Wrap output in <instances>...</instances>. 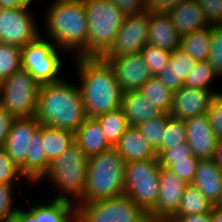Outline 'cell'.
Listing matches in <instances>:
<instances>
[{
  "mask_svg": "<svg viewBox=\"0 0 222 222\" xmlns=\"http://www.w3.org/2000/svg\"><path fill=\"white\" fill-rule=\"evenodd\" d=\"M76 62L87 117L121 108L123 91L110 64L100 57H77Z\"/></svg>",
  "mask_w": 222,
  "mask_h": 222,
  "instance_id": "obj_1",
  "label": "cell"
},
{
  "mask_svg": "<svg viewBox=\"0 0 222 222\" xmlns=\"http://www.w3.org/2000/svg\"><path fill=\"white\" fill-rule=\"evenodd\" d=\"M35 116L41 125L73 133L88 118L79 87L65 80L40 85Z\"/></svg>",
  "mask_w": 222,
  "mask_h": 222,
  "instance_id": "obj_2",
  "label": "cell"
},
{
  "mask_svg": "<svg viewBox=\"0 0 222 222\" xmlns=\"http://www.w3.org/2000/svg\"><path fill=\"white\" fill-rule=\"evenodd\" d=\"M46 15L48 40L61 50L76 51L77 57H86L88 20L84 2L55 0Z\"/></svg>",
  "mask_w": 222,
  "mask_h": 222,
  "instance_id": "obj_3",
  "label": "cell"
},
{
  "mask_svg": "<svg viewBox=\"0 0 222 222\" xmlns=\"http://www.w3.org/2000/svg\"><path fill=\"white\" fill-rule=\"evenodd\" d=\"M125 162L112 147L89 157L87 184L78 203L124 195Z\"/></svg>",
  "mask_w": 222,
  "mask_h": 222,
  "instance_id": "obj_4",
  "label": "cell"
},
{
  "mask_svg": "<svg viewBox=\"0 0 222 222\" xmlns=\"http://www.w3.org/2000/svg\"><path fill=\"white\" fill-rule=\"evenodd\" d=\"M88 22L86 57H102L126 17L110 0H83Z\"/></svg>",
  "mask_w": 222,
  "mask_h": 222,
  "instance_id": "obj_5",
  "label": "cell"
},
{
  "mask_svg": "<svg viewBox=\"0 0 222 222\" xmlns=\"http://www.w3.org/2000/svg\"><path fill=\"white\" fill-rule=\"evenodd\" d=\"M88 162L89 158L74 142L50 163L48 171L42 178L48 177L53 185L62 191L56 198L79 200L83 196L87 184ZM63 192L66 194H62Z\"/></svg>",
  "mask_w": 222,
  "mask_h": 222,
  "instance_id": "obj_6",
  "label": "cell"
},
{
  "mask_svg": "<svg viewBox=\"0 0 222 222\" xmlns=\"http://www.w3.org/2000/svg\"><path fill=\"white\" fill-rule=\"evenodd\" d=\"M160 170L158 158L125 163L124 194L148 215L158 198Z\"/></svg>",
  "mask_w": 222,
  "mask_h": 222,
  "instance_id": "obj_7",
  "label": "cell"
},
{
  "mask_svg": "<svg viewBox=\"0 0 222 222\" xmlns=\"http://www.w3.org/2000/svg\"><path fill=\"white\" fill-rule=\"evenodd\" d=\"M75 203V222H146L149 219V215L125 194Z\"/></svg>",
  "mask_w": 222,
  "mask_h": 222,
  "instance_id": "obj_8",
  "label": "cell"
},
{
  "mask_svg": "<svg viewBox=\"0 0 222 222\" xmlns=\"http://www.w3.org/2000/svg\"><path fill=\"white\" fill-rule=\"evenodd\" d=\"M40 85L21 68L0 83V105L14 117L35 116Z\"/></svg>",
  "mask_w": 222,
  "mask_h": 222,
  "instance_id": "obj_9",
  "label": "cell"
},
{
  "mask_svg": "<svg viewBox=\"0 0 222 222\" xmlns=\"http://www.w3.org/2000/svg\"><path fill=\"white\" fill-rule=\"evenodd\" d=\"M57 49L53 42L45 41L40 35L21 48L22 68L27 70L39 85L62 80L58 75L62 61Z\"/></svg>",
  "mask_w": 222,
  "mask_h": 222,
  "instance_id": "obj_10",
  "label": "cell"
},
{
  "mask_svg": "<svg viewBox=\"0 0 222 222\" xmlns=\"http://www.w3.org/2000/svg\"><path fill=\"white\" fill-rule=\"evenodd\" d=\"M149 26V10L125 17L113 45L101 58L141 53L147 45Z\"/></svg>",
  "mask_w": 222,
  "mask_h": 222,
  "instance_id": "obj_11",
  "label": "cell"
},
{
  "mask_svg": "<svg viewBox=\"0 0 222 222\" xmlns=\"http://www.w3.org/2000/svg\"><path fill=\"white\" fill-rule=\"evenodd\" d=\"M28 7H0V42L23 48L39 36Z\"/></svg>",
  "mask_w": 222,
  "mask_h": 222,
  "instance_id": "obj_12",
  "label": "cell"
},
{
  "mask_svg": "<svg viewBox=\"0 0 222 222\" xmlns=\"http://www.w3.org/2000/svg\"><path fill=\"white\" fill-rule=\"evenodd\" d=\"M187 185L171 170L161 167L158 198L149 218L167 222L176 213Z\"/></svg>",
  "mask_w": 222,
  "mask_h": 222,
  "instance_id": "obj_13",
  "label": "cell"
},
{
  "mask_svg": "<svg viewBox=\"0 0 222 222\" xmlns=\"http://www.w3.org/2000/svg\"><path fill=\"white\" fill-rule=\"evenodd\" d=\"M102 59L113 68L123 92L139 90L152 77L141 53Z\"/></svg>",
  "mask_w": 222,
  "mask_h": 222,
  "instance_id": "obj_14",
  "label": "cell"
},
{
  "mask_svg": "<svg viewBox=\"0 0 222 222\" xmlns=\"http://www.w3.org/2000/svg\"><path fill=\"white\" fill-rule=\"evenodd\" d=\"M36 116L15 117L3 148L24 176V161L34 132L40 127Z\"/></svg>",
  "mask_w": 222,
  "mask_h": 222,
  "instance_id": "obj_15",
  "label": "cell"
},
{
  "mask_svg": "<svg viewBox=\"0 0 222 222\" xmlns=\"http://www.w3.org/2000/svg\"><path fill=\"white\" fill-rule=\"evenodd\" d=\"M222 93L182 86L174 92L170 115L180 120H187L208 112L213 99Z\"/></svg>",
  "mask_w": 222,
  "mask_h": 222,
  "instance_id": "obj_16",
  "label": "cell"
},
{
  "mask_svg": "<svg viewBox=\"0 0 222 222\" xmlns=\"http://www.w3.org/2000/svg\"><path fill=\"white\" fill-rule=\"evenodd\" d=\"M187 143L192 154L200 159H213L219 139L210 126L207 114L185 120Z\"/></svg>",
  "mask_w": 222,
  "mask_h": 222,
  "instance_id": "obj_17",
  "label": "cell"
},
{
  "mask_svg": "<svg viewBox=\"0 0 222 222\" xmlns=\"http://www.w3.org/2000/svg\"><path fill=\"white\" fill-rule=\"evenodd\" d=\"M192 185L197 187L207 200L216 206L222 195L220 165L214 159L200 160Z\"/></svg>",
  "mask_w": 222,
  "mask_h": 222,
  "instance_id": "obj_18",
  "label": "cell"
},
{
  "mask_svg": "<svg viewBox=\"0 0 222 222\" xmlns=\"http://www.w3.org/2000/svg\"><path fill=\"white\" fill-rule=\"evenodd\" d=\"M114 148L125 163L157 158L156 150L136 126H129Z\"/></svg>",
  "mask_w": 222,
  "mask_h": 222,
  "instance_id": "obj_19",
  "label": "cell"
},
{
  "mask_svg": "<svg viewBox=\"0 0 222 222\" xmlns=\"http://www.w3.org/2000/svg\"><path fill=\"white\" fill-rule=\"evenodd\" d=\"M121 109L129 126H136L164 113L147 99L140 90L123 92Z\"/></svg>",
  "mask_w": 222,
  "mask_h": 222,
  "instance_id": "obj_20",
  "label": "cell"
},
{
  "mask_svg": "<svg viewBox=\"0 0 222 222\" xmlns=\"http://www.w3.org/2000/svg\"><path fill=\"white\" fill-rule=\"evenodd\" d=\"M168 16L180 36L210 26L197 0H184Z\"/></svg>",
  "mask_w": 222,
  "mask_h": 222,
  "instance_id": "obj_21",
  "label": "cell"
},
{
  "mask_svg": "<svg viewBox=\"0 0 222 222\" xmlns=\"http://www.w3.org/2000/svg\"><path fill=\"white\" fill-rule=\"evenodd\" d=\"M181 36L177 32L168 14L150 12V26L147 44L173 52L180 48Z\"/></svg>",
  "mask_w": 222,
  "mask_h": 222,
  "instance_id": "obj_22",
  "label": "cell"
},
{
  "mask_svg": "<svg viewBox=\"0 0 222 222\" xmlns=\"http://www.w3.org/2000/svg\"><path fill=\"white\" fill-rule=\"evenodd\" d=\"M196 62L185 51L178 48L172 52L167 67L156 77L173 92L178 91L184 85Z\"/></svg>",
  "mask_w": 222,
  "mask_h": 222,
  "instance_id": "obj_23",
  "label": "cell"
},
{
  "mask_svg": "<svg viewBox=\"0 0 222 222\" xmlns=\"http://www.w3.org/2000/svg\"><path fill=\"white\" fill-rule=\"evenodd\" d=\"M74 134L75 142L88 158L112 148L95 118H87Z\"/></svg>",
  "mask_w": 222,
  "mask_h": 222,
  "instance_id": "obj_24",
  "label": "cell"
},
{
  "mask_svg": "<svg viewBox=\"0 0 222 222\" xmlns=\"http://www.w3.org/2000/svg\"><path fill=\"white\" fill-rule=\"evenodd\" d=\"M49 165L43 146V125H40L30 141L24 161V177L29 182L39 181L48 171Z\"/></svg>",
  "mask_w": 222,
  "mask_h": 222,
  "instance_id": "obj_25",
  "label": "cell"
},
{
  "mask_svg": "<svg viewBox=\"0 0 222 222\" xmlns=\"http://www.w3.org/2000/svg\"><path fill=\"white\" fill-rule=\"evenodd\" d=\"M73 201L54 198L50 203L37 204L28 210L36 222H75V203Z\"/></svg>",
  "mask_w": 222,
  "mask_h": 222,
  "instance_id": "obj_26",
  "label": "cell"
},
{
  "mask_svg": "<svg viewBox=\"0 0 222 222\" xmlns=\"http://www.w3.org/2000/svg\"><path fill=\"white\" fill-rule=\"evenodd\" d=\"M212 26L181 36L180 48L196 61L208 60L211 47Z\"/></svg>",
  "mask_w": 222,
  "mask_h": 222,
  "instance_id": "obj_27",
  "label": "cell"
},
{
  "mask_svg": "<svg viewBox=\"0 0 222 222\" xmlns=\"http://www.w3.org/2000/svg\"><path fill=\"white\" fill-rule=\"evenodd\" d=\"M74 142L75 134L73 132L43 125V146L50 163Z\"/></svg>",
  "mask_w": 222,
  "mask_h": 222,
  "instance_id": "obj_28",
  "label": "cell"
},
{
  "mask_svg": "<svg viewBox=\"0 0 222 222\" xmlns=\"http://www.w3.org/2000/svg\"><path fill=\"white\" fill-rule=\"evenodd\" d=\"M214 207L200 190L189 184L184 189L181 201L176 213L173 216L196 215L211 212Z\"/></svg>",
  "mask_w": 222,
  "mask_h": 222,
  "instance_id": "obj_29",
  "label": "cell"
},
{
  "mask_svg": "<svg viewBox=\"0 0 222 222\" xmlns=\"http://www.w3.org/2000/svg\"><path fill=\"white\" fill-rule=\"evenodd\" d=\"M95 119L99 122L106 136V140L112 147L116 145L120 137L129 127L128 121L121 108L101 114L95 117Z\"/></svg>",
  "mask_w": 222,
  "mask_h": 222,
  "instance_id": "obj_30",
  "label": "cell"
},
{
  "mask_svg": "<svg viewBox=\"0 0 222 222\" xmlns=\"http://www.w3.org/2000/svg\"><path fill=\"white\" fill-rule=\"evenodd\" d=\"M154 105L164 113H170L174 92L167 88L156 76H152L139 89Z\"/></svg>",
  "mask_w": 222,
  "mask_h": 222,
  "instance_id": "obj_31",
  "label": "cell"
},
{
  "mask_svg": "<svg viewBox=\"0 0 222 222\" xmlns=\"http://www.w3.org/2000/svg\"><path fill=\"white\" fill-rule=\"evenodd\" d=\"M220 76L214 71L213 66L208 60L197 61L195 67L190 71L184 85L189 88L210 90L209 87L214 78Z\"/></svg>",
  "mask_w": 222,
  "mask_h": 222,
  "instance_id": "obj_32",
  "label": "cell"
},
{
  "mask_svg": "<svg viewBox=\"0 0 222 222\" xmlns=\"http://www.w3.org/2000/svg\"><path fill=\"white\" fill-rule=\"evenodd\" d=\"M21 68V48L0 42V83Z\"/></svg>",
  "mask_w": 222,
  "mask_h": 222,
  "instance_id": "obj_33",
  "label": "cell"
},
{
  "mask_svg": "<svg viewBox=\"0 0 222 222\" xmlns=\"http://www.w3.org/2000/svg\"><path fill=\"white\" fill-rule=\"evenodd\" d=\"M168 120L169 114L163 113L157 118L136 125V128L156 150L161 145L162 140H164V131H166Z\"/></svg>",
  "mask_w": 222,
  "mask_h": 222,
  "instance_id": "obj_34",
  "label": "cell"
},
{
  "mask_svg": "<svg viewBox=\"0 0 222 222\" xmlns=\"http://www.w3.org/2000/svg\"><path fill=\"white\" fill-rule=\"evenodd\" d=\"M186 142L187 132L185 121L174 118L169 114L166 131H164V140H162L161 145L156 149V151L173 149Z\"/></svg>",
  "mask_w": 222,
  "mask_h": 222,
  "instance_id": "obj_35",
  "label": "cell"
},
{
  "mask_svg": "<svg viewBox=\"0 0 222 222\" xmlns=\"http://www.w3.org/2000/svg\"><path fill=\"white\" fill-rule=\"evenodd\" d=\"M141 54L152 76H157L169 63L172 52L147 44Z\"/></svg>",
  "mask_w": 222,
  "mask_h": 222,
  "instance_id": "obj_36",
  "label": "cell"
},
{
  "mask_svg": "<svg viewBox=\"0 0 222 222\" xmlns=\"http://www.w3.org/2000/svg\"><path fill=\"white\" fill-rule=\"evenodd\" d=\"M200 159L194 155L187 159L174 160V164L168 167L174 174L180 177L186 184H192Z\"/></svg>",
  "mask_w": 222,
  "mask_h": 222,
  "instance_id": "obj_37",
  "label": "cell"
},
{
  "mask_svg": "<svg viewBox=\"0 0 222 222\" xmlns=\"http://www.w3.org/2000/svg\"><path fill=\"white\" fill-rule=\"evenodd\" d=\"M211 49L208 61L214 71L222 76V26H212Z\"/></svg>",
  "mask_w": 222,
  "mask_h": 222,
  "instance_id": "obj_38",
  "label": "cell"
},
{
  "mask_svg": "<svg viewBox=\"0 0 222 222\" xmlns=\"http://www.w3.org/2000/svg\"><path fill=\"white\" fill-rule=\"evenodd\" d=\"M13 183L0 184V222H10L18 208L13 206Z\"/></svg>",
  "mask_w": 222,
  "mask_h": 222,
  "instance_id": "obj_39",
  "label": "cell"
},
{
  "mask_svg": "<svg viewBox=\"0 0 222 222\" xmlns=\"http://www.w3.org/2000/svg\"><path fill=\"white\" fill-rule=\"evenodd\" d=\"M156 153L160 166L164 168H168L170 165L174 164V160L187 159V157L193 156L187 142L176 146V148L156 151Z\"/></svg>",
  "mask_w": 222,
  "mask_h": 222,
  "instance_id": "obj_40",
  "label": "cell"
},
{
  "mask_svg": "<svg viewBox=\"0 0 222 222\" xmlns=\"http://www.w3.org/2000/svg\"><path fill=\"white\" fill-rule=\"evenodd\" d=\"M24 177L18 166L7 155L5 149L0 147V184L13 183L14 179Z\"/></svg>",
  "mask_w": 222,
  "mask_h": 222,
  "instance_id": "obj_41",
  "label": "cell"
},
{
  "mask_svg": "<svg viewBox=\"0 0 222 222\" xmlns=\"http://www.w3.org/2000/svg\"><path fill=\"white\" fill-rule=\"evenodd\" d=\"M210 26H222V0H197Z\"/></svg>",
  "mask_w": 222,
  "mask_h": 222,
  "instance_id": "obj_42",
  "label": "cell"
},
{
  "mask_svg": "<svg viewBox=\"0 0 222 222\" xmlns=\"http://www.w3.org/2000/svg\"><path fill=\"white\" fill-rule=\"evenodd\" d=\"M209 123L219 140H222V94L217 95L206 113Z\"/></svg>",
  "mask_w": 222,
  "mask_h": 222,
  "instance_id": "obj_43",
  "label": "cell"
},
{
  "mask_svg": "<svg viewBox=\"0 0 222 222\" xmlns=\"http://www.w3.org/2000/svg\"><path fill=\"white\" fill-rule=\"evenodd\" d=\"M126 17L147 10V0H110Z\"/></svg>",
  "mask_w": 222,
  "mask_h": 222,
  "instance_id": "obj_44",
  "label": "cell"
},
{
  "mask_svg": "<svg viewBox=\"0 0 222 222\" xmlns=\"http://www.w3.org/2000/svg\"><path fill=\"white\" fill-rule=\"evenodd\" d=\"M184 0H147V10L156 14H168Z\"/></svg>",
  "mask_w": 222,
  "mask_h": 222,
  "instance_id": "obj_45",
  "label": "cell"
},
{
  "mask_svg": "<svg viewBox=\"0 0 222 222\" xmlns=\"http://www.w3.org/2000/svg\"><path fill=\"white\" fill-rule=\"evenodd\" d=\"M14 116L0 105V147H3L9 134Z\"/></svg>",
  "mask_w": 222,
  "mask_h": 222,
  "instance_id": "obj_46",
  "label": "cell"
},
{
  "mask_svg": "<svg viewBox=\"0 0 222 222\" xmlns=\"http://www.w3.org/2000/svg\"><path fill=\"white\" fill-rule=\"evenodd\" d=\"M167 222H211V212L196 215L172 216Z\"/></svg>",
  "mask_w": 222,
  "mask_h": 222,
  "instance_id": "obj_47",
  "label": "cell"
},
{
  "mask_svg": "<svg viewBox=\"0 0 222 222\" xmlns=\"http://www.w3.org/2000/svg\"><path fill=\"white\" fill-rule=\"evenodd\" d=\"M10 222H36V220L29 211L19 208Z\"/></svg>",
  "mask_w": 222,
  "mask_h": 222,
  "instance_id": "obj_48",
  "label": "cell"
},
{
  "mask_svg": "<svg viewBox=\"0 0 222 222\" xmlns=\"http://www.w3.org/2000/svg\"><path fill=\"white\" fill-rule=\"evenodd\" d=\"M32 0H0V7H28Z\"/></svg>",
  "mask_w": 222,
  "mask_h": 222,
  "instance_id": "obj_49",
  "label": "cell"
},
{
  "mask_svg": "<svg viewBox=\"0 0 222 222\" xmlns=\"http://www.w3.org/2000/svg\"><path fill=\"white\" fill-rule=\"evenodd\" d=\"M211 222H222V209L214 206L211 210Z\"/></svg>",
  "mask_w": 222,
  "mask_h": 222,
  "instance_id": "obj_50",
  "label": "cell"
},
{
  "mask_svg": "<svg viewBox=\"0 0 222 222\" xmlns=\"http://www.w3.org/2000/svg\"><path fill=\"white\" fill-rule=\"evenodd\" d=\"M213 159L220 165V167L222 169V140H219V142H218Z\"/></svg>",
  "mask_w": 222,
  "mask_h": 222,
  "instance_id": "obj_51",
  "label": "cell"
},
{
  "mask_svg": "<svg viewBox=\"0 0 222 222\" xmlns=\"http://www.w3.org/2000/svg\"><path fill=\"white\" fill-rule=\"evenodd\" d=\"M216 207L222 209V195H221V198H220L218 204L216 205Z\"/></svg>",
  "mask_w": 222,
  "mask_h": 222,
  "instance_id": "obj_52",
  "label": "cell"
},
{
  "mask_svg": "<svg viewBox=\"0 0 222 222\" xmlns=\"http://www.w3.org/2000/svg\"><path fill=\"white\" fill-rule=\"evenodd\" d=\"M146 222H161V221L155 220L153 218H149Z\"/></svg>",
  "mask_w": 222,
  "mask_h": 222,
  "instance_id": "obj_53",
  "label": "cell"
}]
</instances>
